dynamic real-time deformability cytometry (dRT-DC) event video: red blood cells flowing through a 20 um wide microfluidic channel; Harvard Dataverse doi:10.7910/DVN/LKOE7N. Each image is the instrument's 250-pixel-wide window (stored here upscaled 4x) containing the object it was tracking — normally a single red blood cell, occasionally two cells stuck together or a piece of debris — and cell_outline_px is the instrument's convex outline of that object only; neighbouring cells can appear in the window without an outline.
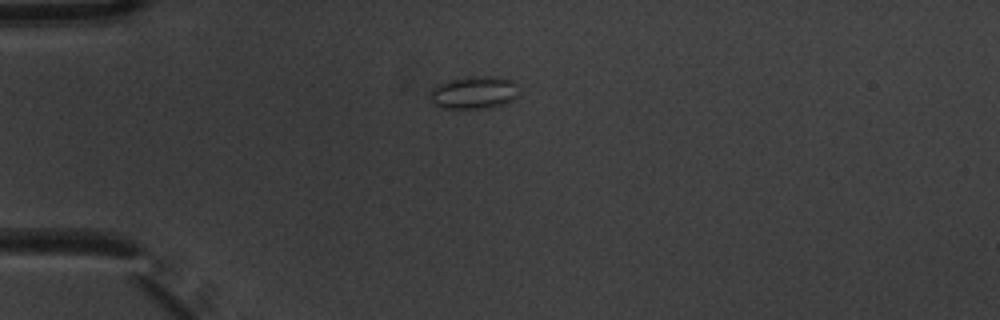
{"species": "common noctule bat (a hibernating species)", "species_latin": "Nyctalus noctula", "temperature_condition": "warm", "stored_images_in_passage": 2, "camera_frame_rate_fps": 3000, "um_per_image_px": 0.085, "animal": {"sex": "male", "body_mass_g": 20.1, "forearm_length_mm": 53.5}, "frame": {"image": 1, "passage_image": 1, "time_ms": 0.0, "image_size_px": [1000, 320], "cell_outline_px": [[520, 96], [504, 104], [488, 108], [440, 108], [432, 104], [428, 100], [428, 92], [432, 88], [448, 80], [464, 76], [500, 76], [512, 80], [516, 84]], "centroid_in_image_um": [40.26, 7.86], "position_along_channel_um": 44.7, "area_um2": 17.51}}